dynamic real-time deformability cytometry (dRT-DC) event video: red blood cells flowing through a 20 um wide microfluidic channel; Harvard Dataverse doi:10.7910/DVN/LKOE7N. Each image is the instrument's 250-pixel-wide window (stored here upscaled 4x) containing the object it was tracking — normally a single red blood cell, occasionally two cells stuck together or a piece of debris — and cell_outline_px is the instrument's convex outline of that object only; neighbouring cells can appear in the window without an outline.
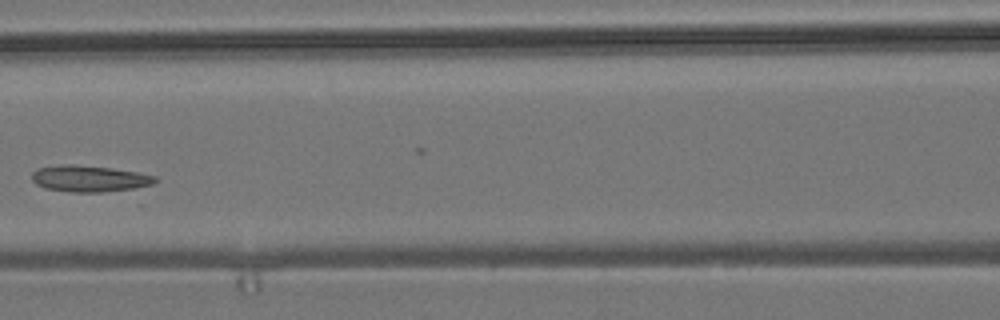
{"species": "common noctule bat (a hibernating species)", "species_latin": "Nyctalus noctula", "temperature_condition": "room temperature", "stored_images_in_passage": 9, "camera_frame_rate_fps": 3000, "um_per_image_px": 0.085, "animal": {"sex": "male", "body_mass_g": 19.2, "forearm_length_mm": 51.8}, "frame": {"image": 1, "passage_image": 7, "time_ms": 2.0, "image_size_px": [1000, 320], "cell_outline_px": [[160, 180], [152, 184], [132, 188], [104, 192], [72, 192], [44, 188], [36, 184], [32, 180], [32, 172], [36, 168], [60, 164], [72, 164], [112, 168], [136, 172], [156, 176]], "centroid_in_image_um": [7.56, 15.17], "position_along_channel_um": 159.0, "area_um2": 19.02}}
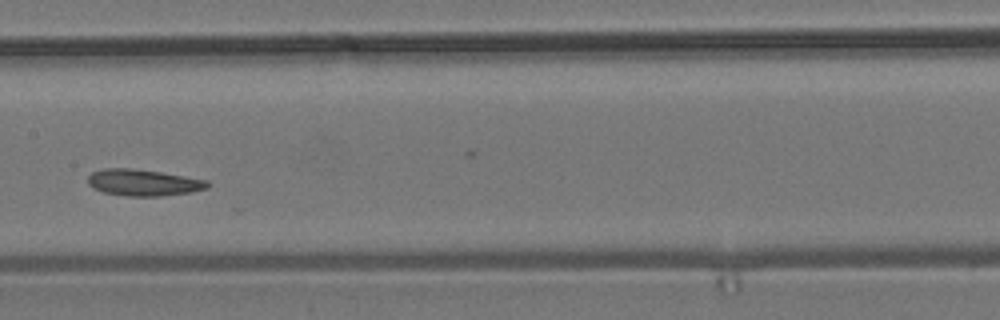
{"frame": {"image": 2, "passage_image": 8, "time_ms": 2.333, "image_size_px": [1000, 320], "cell_outline_px": [[208, 188], [192, 192], [160, 196], [128, 196], [104, 192], [92, 188], [88, 184], [88, 176], [92, 172], [104, 168], [128, 168], [160, 172], [208, 180]], "centroid_in_image_um": [12.17, 15.52], "position_along_channel_um": 195.2, "area_um2": 18.38}}
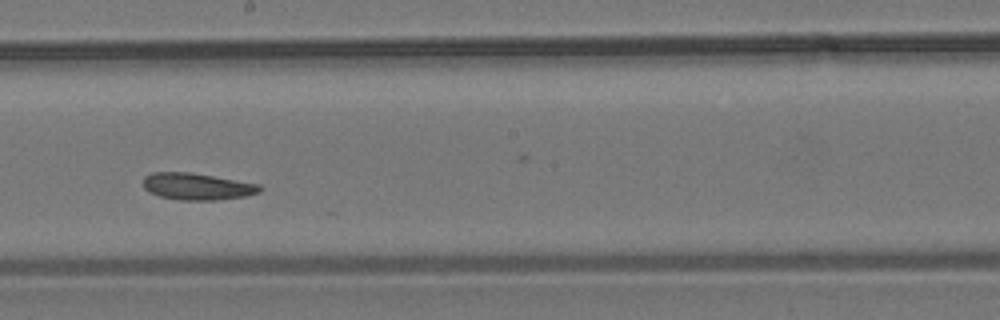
{"frame": {"image": 3, "passage_image": 9, "time_ms": 2.667, "image_size_px": [1000, 320], "cell_outline_px": [[264, 188], [260, 192], [248, 196], [216, 200], [180, 200], [160, 196], [144, 188], [144, 176], [152, 172], [192, 172], [260, 184]], "centroid_in_image_um": [16.81, 15.84], "position_along_channel_um": 231.4, "area_um2": 18.32}}